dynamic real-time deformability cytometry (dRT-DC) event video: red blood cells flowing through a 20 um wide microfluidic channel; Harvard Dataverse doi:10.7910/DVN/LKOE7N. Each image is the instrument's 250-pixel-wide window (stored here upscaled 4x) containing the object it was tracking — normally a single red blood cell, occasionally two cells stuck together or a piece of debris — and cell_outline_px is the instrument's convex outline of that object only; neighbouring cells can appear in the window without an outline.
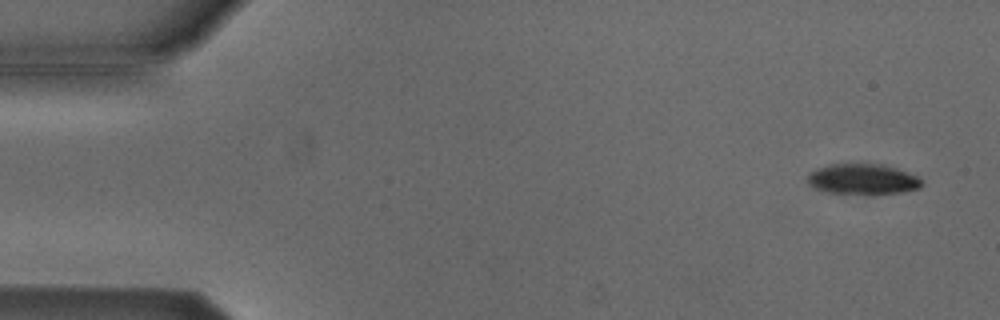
{"species": "Egyptian fruit bat (a non-hibernating species)", "species_latin": "Rousettus aegyptiacus", "temperature_condition": "cold", "stored_images_in_passage": 46, "camera_frame_rate_fps": 3000, "um_per_image_px": 0.085, "animal": {"sex": "male"}, "frame": {"image": 1, "passage_image": 3, "time_ms": 0.667, "image_size_px": [1000, 320], "cell_outline_px": [[924, 184], [920, 188], [900, 192], [872, 196], [864, 196], [824, 192], [812, 188], [808, 180], [808, 172], [816, 168], [828, 164], [884, 164], [908, 172], [924, 180]], "centroid_in_image_um": [73.32, 15.26], "position_along_channel_um": 11.7, "area_um2": 21.21}}
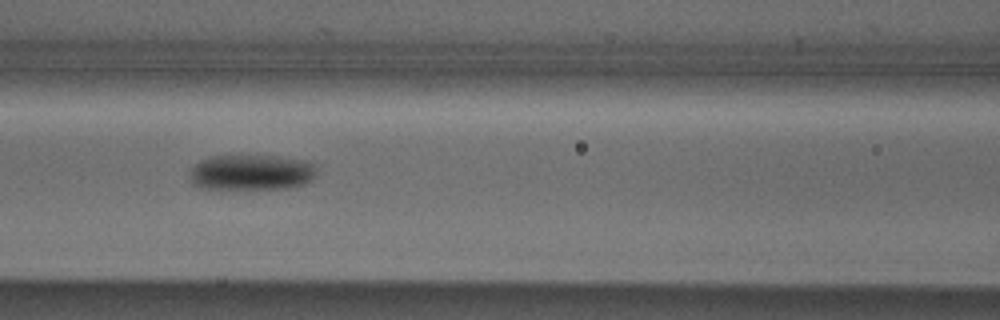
{"frame": {"image": 2, "passage_image": 23, "time_ms": 7.333, "image_size_px": [1000, 320], "cell_outline_px": [[316, 172], [312, 180], [308, 184], [292, 188], [220, 192], [200, 188], [192, 184], [188, 180], [188, 176], [192, 168], [200, 160], [208, 156], [240, 152], [316, 160]], "centroid_in_image_um": [21.35, 14.65], "position_along_channel_um": 145.2, "area_um2": 29.3}}
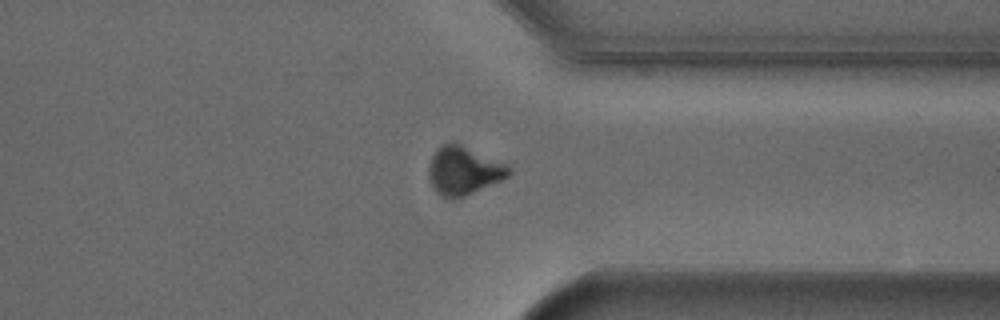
{"frame": {"image": 3, "passage_image": 41, "time_ms": 13.333, "image_size_px": [1000, 320], "cell_outline_px": [[512, 172], [504, 180], [464, 196], [452, 200], [440, 196], [436, 192], [428, 180], [428, 168], [432, 156], [436, 148], [444, 144], [460, 144], [504, 164], [512, 168]], "centroid_in_image_um": [39.38, 14.55], "position_along_channel_um": 372.0, "area_um2": 22.48}, "authors_computed_cell_mechanics": {"area_um2": 24.9118, "velocity_mm_per_s": 3.8251, "shape_relaxation_time_tau1_ms": 2.8293, "shape_relaxation_time_tau2_ms": null, "deformation_change_tau1": 0.0844, "deformation_change_tau2": null}}